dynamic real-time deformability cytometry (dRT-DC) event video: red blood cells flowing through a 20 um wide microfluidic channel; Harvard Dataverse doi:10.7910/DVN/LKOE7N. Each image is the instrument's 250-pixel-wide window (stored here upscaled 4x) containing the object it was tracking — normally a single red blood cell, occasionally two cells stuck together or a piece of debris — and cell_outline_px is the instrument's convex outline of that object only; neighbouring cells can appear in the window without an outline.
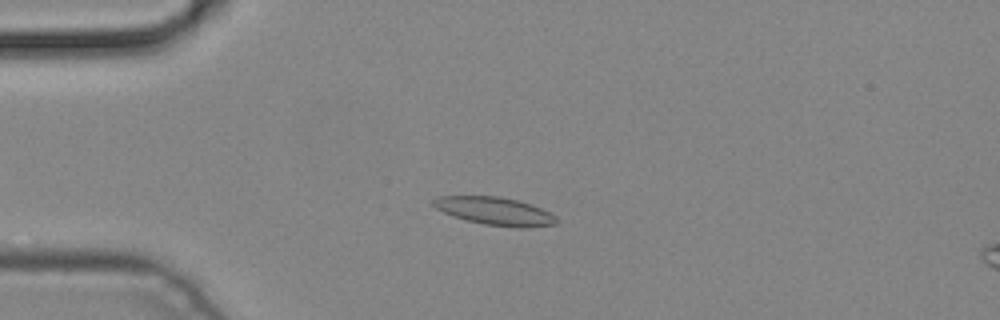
{"species": "common noctule bat (a hibernating species)", "species_latin": "Nyctalus noctula", "temperature_condition": "cold", "stored_images_in_passage": 5, "camera_frame_rate_fps": 3000, "um_per_image_px": 0.085, "animal": {"sex": "male", "body_mass_g": 19.2, "forearm_length_mm": 51.8}, "frame": {"image": 1, "passage_image": 3, "time_ms": 0.667, "image_size_px": [1000, 320], "cell_outline_px": [[560, 220], [556, 224], [524, 228], [516, 228], [484, 224], [452, 216], [436, 208], [432, 204], [432, 200], [436, 196], [500, 196], [516, 200], [540, 208], [556, 216]], "centroid_in_image_um": [42.06, 17.95], "position_along_channel_um": 42.9, "area_um2": 20.0}}
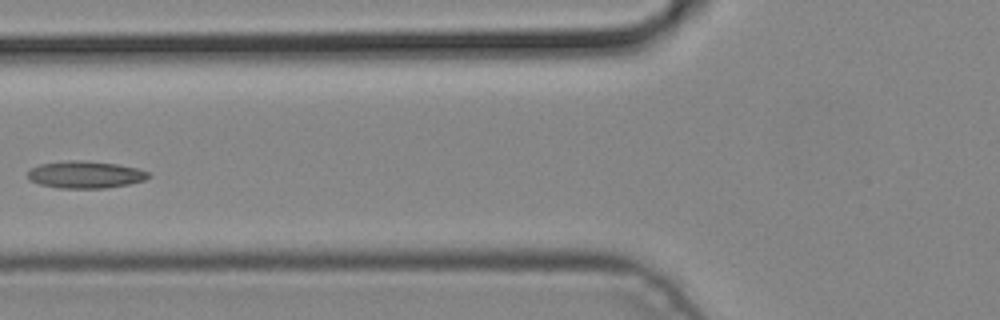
{"frame": {"image": 2, "passage_image": 5, "time_ms": 1.333, "image_size_px": [1000, 320], "cell_outline_px": [[152, 176], [144, 180], [128, 184], [104, 188], [56, 188], [40, 184], [28, 180], [28, 172], [32, 168], [40, 164], [68, 160], [80, 160], [116, 164], [136, 168], [148, 172]], "centroid_in_image_um": [7.23, 14.85], "position_along_channel_um": 118.6, "area_um2": 19.02}}